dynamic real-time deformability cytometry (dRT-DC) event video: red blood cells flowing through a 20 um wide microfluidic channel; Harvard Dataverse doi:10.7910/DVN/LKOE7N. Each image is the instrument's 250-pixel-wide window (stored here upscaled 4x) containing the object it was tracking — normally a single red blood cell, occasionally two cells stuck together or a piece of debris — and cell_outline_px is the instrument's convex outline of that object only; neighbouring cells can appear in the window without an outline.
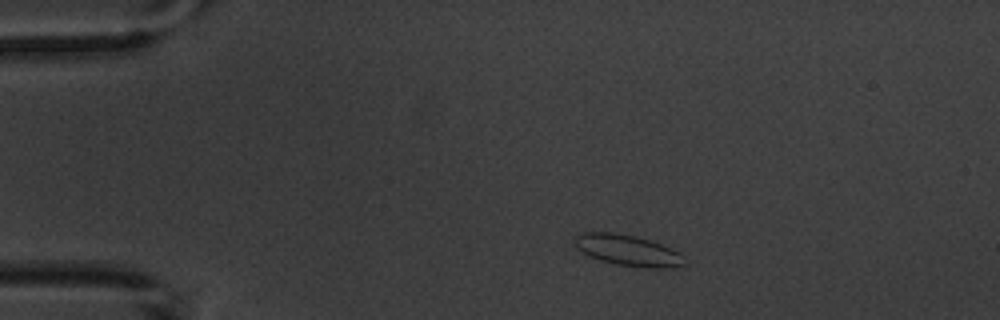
{"species": "common noctule bat (a hibernating species)", "species_latin": "Nyctalus noctula", "temperature_condition": "warm", "stored_images_in_passage": 6, "camera_frame_rate_fps": 3000, "um_per_image_px": 0.085, "animal": {"sex": "male", "body_mass_g": 20.1, "forearm_length_mm": 53.5}, "frame": {"image": 1, "passage_image": 1, "time_ms": 0.0, "image_size_px": [1000, 320], "cell_outline_px": [[684, 264], [672, 268], [652, 268], [616, 264], [600, 260], [588, 256], [576, 248], [576, 236], [580, 232], [616, 232], [636, 236], [660, 244], [680, 252], [684, 256]], "centroid_in_image_um": [53.36, 21.27], "position_along_channel_um": 31.6, "area_um2": 19.77}}
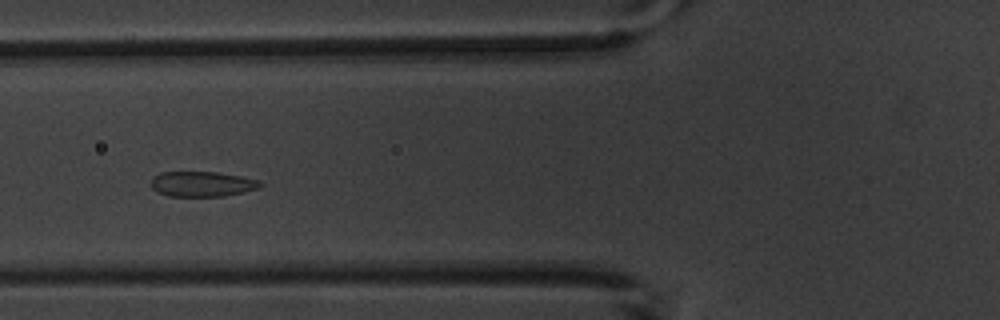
{"frame": {"image": 2, "passage_image": 4, "time_ms": 3.667, "image_size_px": [1000, 320], "cell_outline_px": [[264, 184], [260, 188], [224, 196], [168, 196], [156, 192], [152, 188], [152, 176], [160, 172], [220, 172], [260, 180]], "centroid_in_image_um": [17.19, 15.63], "position_along_channel_um": 108.6, "area_um2": 16.18}}
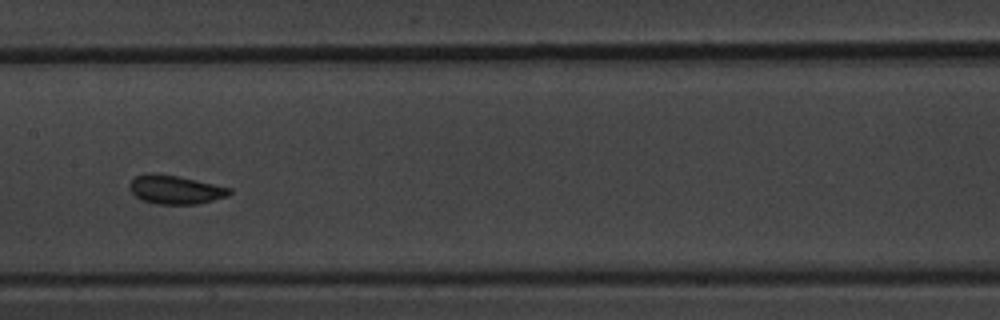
{"frame": {"image": 3, "passage_image": 6, "time_ms": 6.0, "image_size_px": [1000, 320], "cell_outline_px": [[232, 192], [228, 196], [196, 204], [156, 204], [140, 200], [128, 188], [128, 184], [136, 176], [148, 172], [156, 172], [180, 176], [232, 188]], "centroid_in_image_um": [14.87, 16.1], "position_along_channel_um": 192.5, "area_um2": 16.99}}